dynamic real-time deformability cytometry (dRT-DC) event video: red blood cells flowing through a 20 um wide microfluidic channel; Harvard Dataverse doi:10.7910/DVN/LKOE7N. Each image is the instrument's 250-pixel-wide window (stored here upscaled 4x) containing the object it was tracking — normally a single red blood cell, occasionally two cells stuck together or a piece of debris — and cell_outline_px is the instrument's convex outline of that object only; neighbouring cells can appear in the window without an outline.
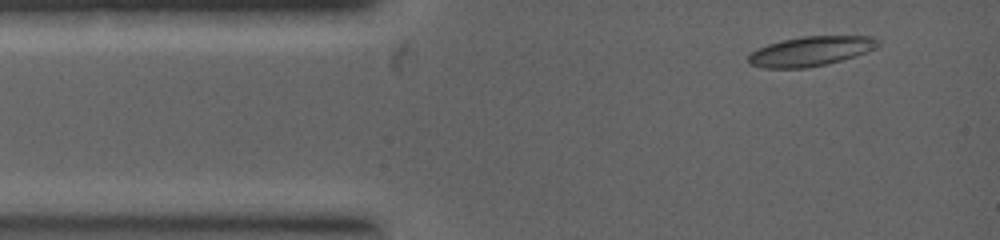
{"species": "common noctule bat (a hibernating species)", "species_latin": "Nyctalus noctula", "temperature_condition": "warm", "stored_images_in_passage": 2, "camera_frame_rate_fps": 5000, "um_per_image_px": 0.085, "animal": {"sex": "female", "body_mass_g": 19.0, "forearm_length_mm": 53.3}, "frame": {"image": 1, "passage_image": 1, "time_ms": 0.0, "image_size_px": [1000, 240], "cell_outline_px": [[880, 44], [868, 52], [840, 60], [824, 64], [804, 68], [764, 68], [748, 64], [748, 56], [752, 52], [768, 44], [784, 40], [804, 36], [868, 36], [880, 40]], "centroid_in_image_um": [68.91, 4.35], "position_along_channel_um": 16.1, "area_um2": 22.08}}
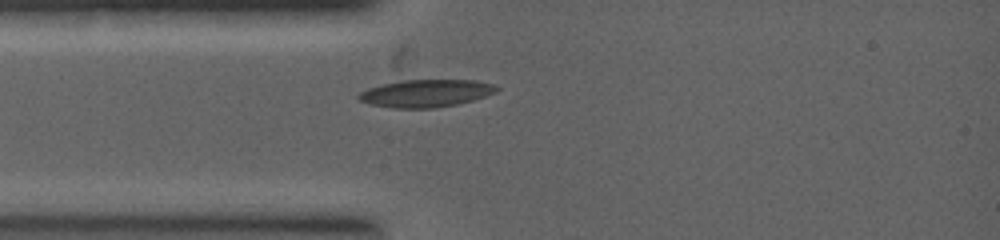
{"frame": {"image": 2, "passage_image": 2, "time_ms": 1.2, "image_size_px": [1000, 240], "cell_outline_px": [[500, 88], [496, 92], [472, 100], [456, 104], [432, 108], [396, 108], [372, 104], [360, 100], [356, 96], [360, 92], [368, 88], [384, 84], [404, 80], [472, 80], [492, 84]], "centroid_in_image_um": [36.2, 7.92], "position_along_channel_um": 48.8, "area_um2": 21.73}}